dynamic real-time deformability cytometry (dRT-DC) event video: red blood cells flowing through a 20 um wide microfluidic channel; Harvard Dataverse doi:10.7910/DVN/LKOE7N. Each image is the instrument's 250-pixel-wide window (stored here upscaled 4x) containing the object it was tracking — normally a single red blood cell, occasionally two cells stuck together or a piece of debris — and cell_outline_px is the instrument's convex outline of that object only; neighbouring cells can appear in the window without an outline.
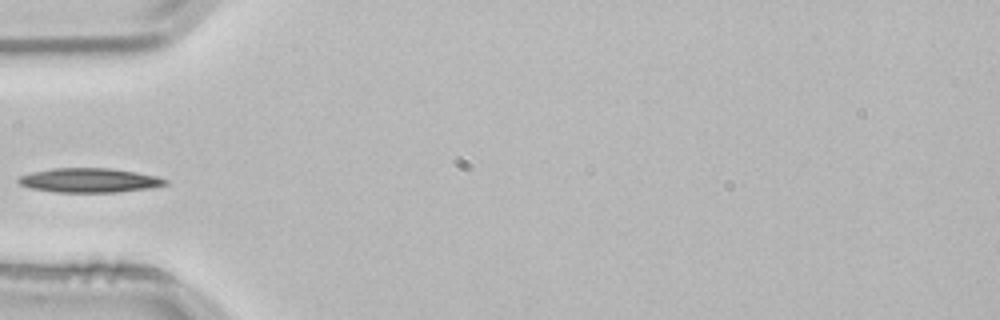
{"species": "common noctule bat (a hibernating species)", "species_latin": "Nyctalus noctula", "temperature_condition": "room temperature", "stored_images_in_passage": 4, "camera_frame_rate_fps": 3000, "um_per_image_px": 0.085, "animal": {"sex": "male", "body_mass_g": 21.5, "forearm_length_mm": 52.0}, "frame": {"image": 1, "passage_image": 4, "time_ms": 1.0, "image_size_px": [1000, 320], "cell_outline_px": [[168, 184], [152, 188], [116, 192], [56, 192], [32, 188], [20, 184], [16, 180], [20, 176], [32, 172], [52, 168], [112, 168], [136, 172], [156, 176], [168, 180]], "centroid_in_image_um": [7.62, 15.32], "position_along_channel_um": 77.4, "area_um2": 20.81}}